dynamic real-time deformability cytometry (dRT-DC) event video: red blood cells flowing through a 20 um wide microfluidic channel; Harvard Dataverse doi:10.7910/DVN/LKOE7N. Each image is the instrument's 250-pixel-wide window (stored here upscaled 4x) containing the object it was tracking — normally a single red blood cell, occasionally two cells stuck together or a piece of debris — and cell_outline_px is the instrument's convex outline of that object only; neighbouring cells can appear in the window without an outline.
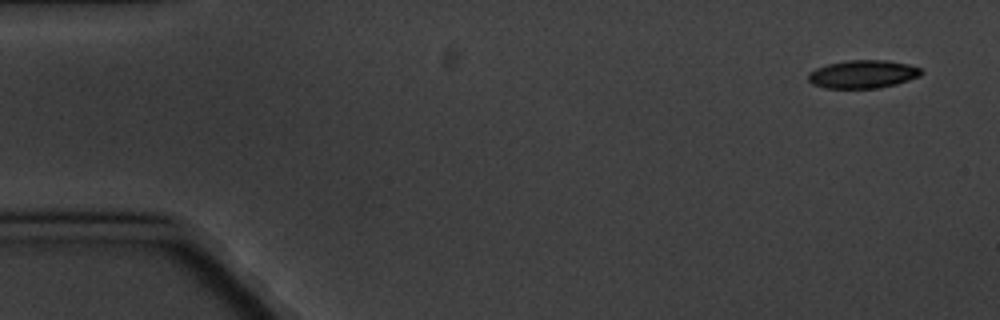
{"species": "common noctule bat (a hibernating species)", "species_latin": "Nyctalus noctula", "temperature_condition": "cold", "stored_images_in_passage": 5, "camera_frame_rate_fps": 3000, "um_per_image_px": 0.085, "animal": {"sex": "male", "body_mass_g": 20.1, "forearm_length_mm": 53.5}, "frame": {"image": 1, "passage_image": 1, "time_ms": 0.0, "image_size_px": [1000, 320], "cell_outline_px": [[924, 72], [920, 76], [896, 84], [876, 88], [824, 88], [812, 84], [808, 80], [808, 72], [816, 68], [828, 64], [848, 60], [888, 60], [908, 64], [920, 68]], "centroid_in_image_um": [73.33, 6.3], "position_along_channel_um": 11.7, "area_um2": 18.55}}
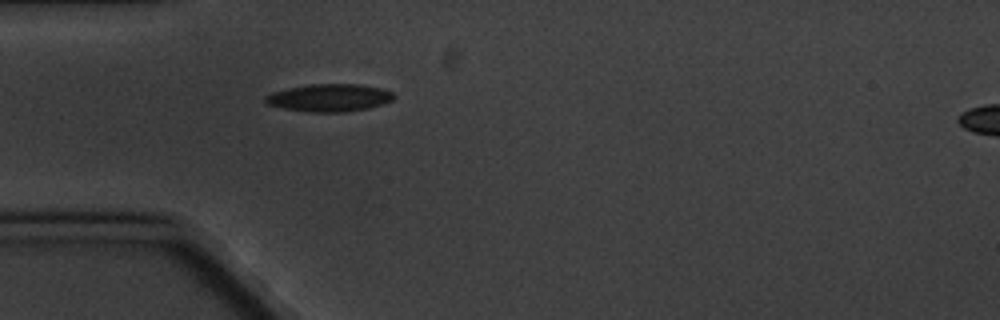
{"frame": {"image": 2, "passage_image": 5, "time_ms": 4.667, "image_size_px": [1000, 320], "cell_outline_px": [[396, 96], [392, 100], [384, 104], [368, 108], [344, 112], [308, 112], [284, 108], [268, 104], [264, 100], [264, 96], [272, 92], [288, 88], [312, 84], [360, 84], [380, 88], [392, 92]], "centroid_in_image_um": [28.01, 8.31], "position_along_channel_um": 57.0, "area_um2": 20.63}}